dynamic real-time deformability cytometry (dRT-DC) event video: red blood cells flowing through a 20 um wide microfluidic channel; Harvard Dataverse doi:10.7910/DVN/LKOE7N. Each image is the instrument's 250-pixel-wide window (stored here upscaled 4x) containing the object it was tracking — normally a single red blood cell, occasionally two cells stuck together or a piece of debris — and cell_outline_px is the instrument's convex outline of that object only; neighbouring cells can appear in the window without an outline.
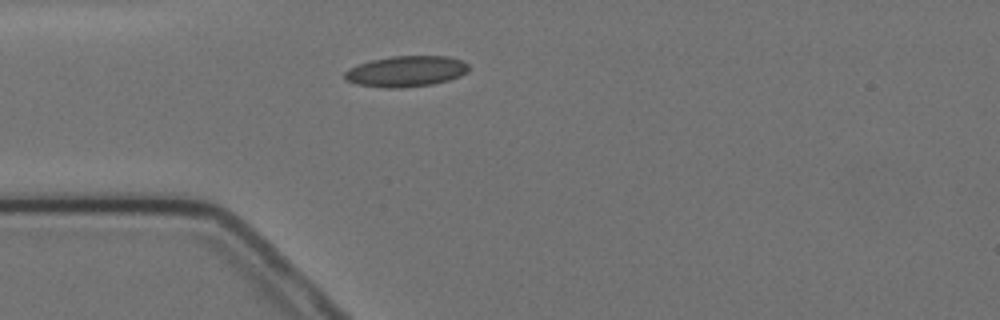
{"species": "Egyptian fruit bat (a non-hibernating species)", "species_latin": "Rousettus aegyptiacus", "temperature_condition": "cold", "stored_images_in_passage": 4, "camera_frame_rate_fps": 3000, "um_per_image_px": 0.085, "animal": {"sex": "female"}, "frame": {"image": 1, "passage_image": 4, "time_ms": 4.333, "image_size_px": [1000, 320], "cell_outline_px": [[468, 72], [460, 76], [448, 80], [432, 84], [400, 88], [388, 88], [356, 84], [344, 80], [344, 72], [348, 68], [372, 60], [392, 56], [448, 56], [460, 60], [468, 64]], "centroid_in_image_um": [34.5, 6.06], "position_along_channel_um": 50.5, "area_um2": 22.25}}